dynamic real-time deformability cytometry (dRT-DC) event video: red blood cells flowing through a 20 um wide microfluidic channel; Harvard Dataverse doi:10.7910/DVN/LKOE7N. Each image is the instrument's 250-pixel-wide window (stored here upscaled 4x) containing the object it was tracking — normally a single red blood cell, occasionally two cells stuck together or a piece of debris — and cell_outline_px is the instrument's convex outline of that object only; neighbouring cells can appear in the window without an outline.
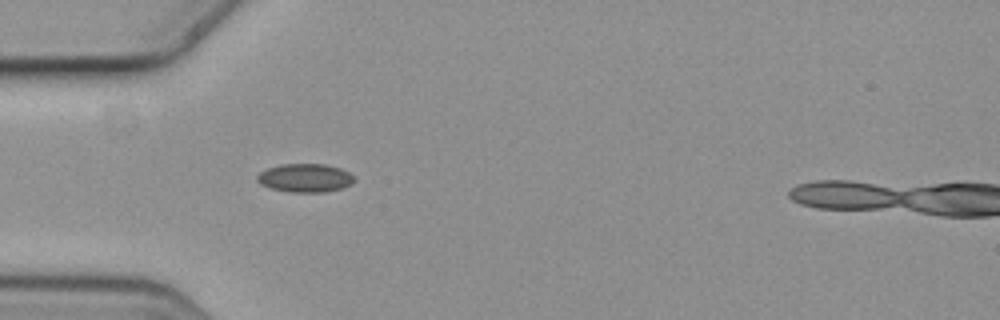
{"species": "common noctule bat (a hibernating species)", "species_latin": "Nyctalus noctula", "temperature_condition": "cold", "stored_images_in_passage": 5, "camera_frame_rate_fps": 3000, "um_per_image_px": 0.085, "animal": {"sex": "female", "body_mass_g": 19.3, "forearm_length_mm": 54.1}, "frame": {"image": 1, "passage_image": 4, "time_ms": 1.0, "image_size_px": [1000, 320], "cell_outline_px": [[356, 180], [352, 184], [340, 188], [324, 192], [288, 192], [272, 188], [260, 184], [256, 180], [256, 176], [260, 172], [268, 168], [280, 164], [324, 164], [340, 168], [348, 172]], "centroid_in_image_um": [25.92, 15.12], "position_along_channel_um": 59.1, "area_um2": 16.07}}